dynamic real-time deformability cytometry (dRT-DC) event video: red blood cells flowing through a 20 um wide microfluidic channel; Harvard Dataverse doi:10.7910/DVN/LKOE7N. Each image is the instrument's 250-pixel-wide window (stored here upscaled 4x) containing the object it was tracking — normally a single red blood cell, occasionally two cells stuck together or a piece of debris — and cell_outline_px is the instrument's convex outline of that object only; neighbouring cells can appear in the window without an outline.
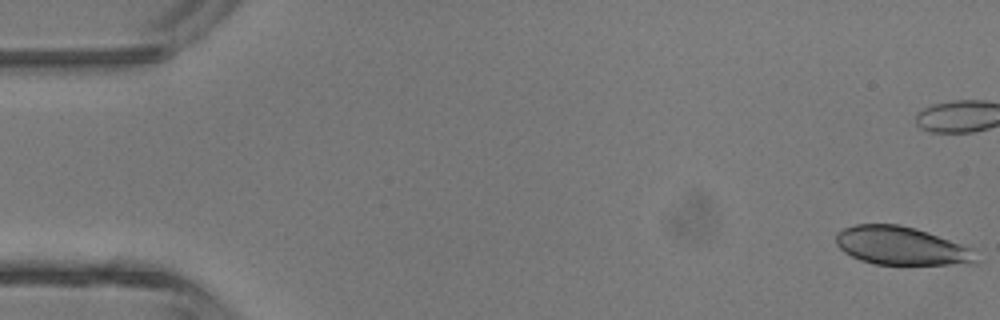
{"species": "common noctule bat (a hibernating species)", "species_latin": "Nyctalus noctula", "temperature_condition": "room temperature", "stored_images_in_passage": 46, "camera_frame_rate_fps": 3000, "um_per_image_px": 0.085, "animal": {"sex": "male", "body_mass_g": 13.3}, "frame": {"image": 1, "passage_image": 1, "time_ms": 0.0, "image_size_px": [1000, 320], "cell_outline_px": [[976, 264], [876, 264], [860, 260], [844, 252], [836, 244], [836, 232], [844, 228], [856, 224], [896, 224], [912, 228], [972, 248], [976, 260]], "centroid_in_image_um": [76.55, 20.9], "position_along_channel_um": 8.4, "area_um2": 30.69}}